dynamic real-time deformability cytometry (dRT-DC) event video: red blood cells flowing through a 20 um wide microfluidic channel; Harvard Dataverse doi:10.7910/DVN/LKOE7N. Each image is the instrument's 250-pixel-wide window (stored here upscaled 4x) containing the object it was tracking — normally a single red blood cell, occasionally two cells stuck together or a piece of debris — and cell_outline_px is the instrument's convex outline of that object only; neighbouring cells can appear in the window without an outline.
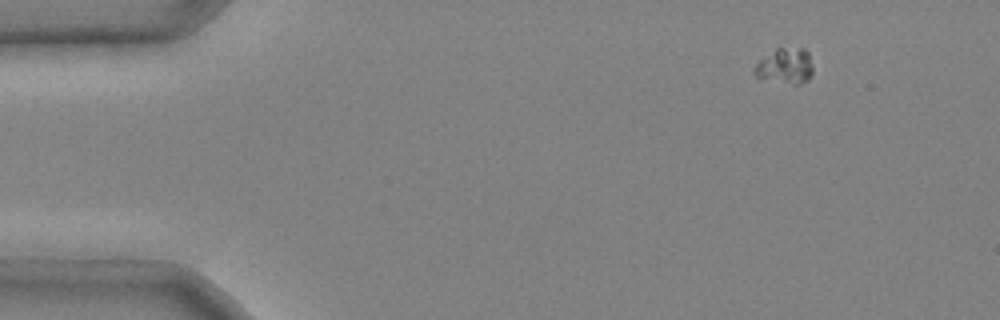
{"species": "common noctule bat (a hibernating species)", "species_latin": "Nyctalus noctula", "temperature_condition": "cold", "stored_images_in_passage": 4, "segment_of_instrument_passage": [2, 2], "camera_frame_rate_fps": 3000, "um_per_image_px": 0.085, "animal": {"sex": "male", "body_mass_g": 20.4}, "frame": {"image": 1, "passage_image": 4, "time_ms": 1.0, "image_size_px": [1000, 320], "cell_outline_px": [[812, 72], [808, 80], [796, 84], [760, 80], [752, 72], [756, 64], [760, 60], [776, 48], [804, 48], [808, 52], [812, 64]], "centroid_in_image_um": [66.71, 5.63], "position_along_channel_um": 18.3, "area_um2": 12.2}}